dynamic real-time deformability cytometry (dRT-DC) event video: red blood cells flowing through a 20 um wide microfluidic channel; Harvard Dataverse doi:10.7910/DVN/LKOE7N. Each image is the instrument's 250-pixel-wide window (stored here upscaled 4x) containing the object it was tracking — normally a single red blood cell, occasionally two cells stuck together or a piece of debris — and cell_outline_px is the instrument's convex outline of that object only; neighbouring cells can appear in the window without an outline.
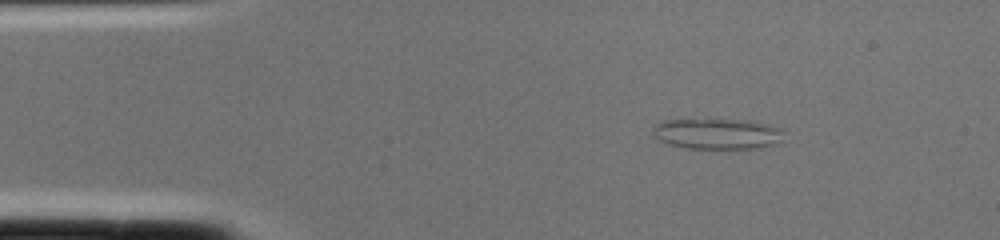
{"species": "common noctule bat (a hibernating species)", "species_latin": "Nyctalus noctula", "temperature_condition": "cold", "stored_images_in_passage": 1, "camera_frame_rate_fps": 3000, "um_per_image_px": 0.085, "animal": {"sex": "female", "body_mass_g": 22.0, "forearm_length_mm": 56.7}, "frame": {"image": 1, "passage_image": 1, "time_ms": 0.0, "image_size_px": [1000, 240], "cell_outline_px": [[784, 132], [780, 144], [760, 148], [688, 148], [668, 144], [652, 136], [652, 132], [656, 124], [660, 120], [744, 120], [768, 124], [784, 128]], "centroid_in_image_um": [61.01, 11.38], "position_along_channel_um": 24.0, "area_um2": 23.58}}